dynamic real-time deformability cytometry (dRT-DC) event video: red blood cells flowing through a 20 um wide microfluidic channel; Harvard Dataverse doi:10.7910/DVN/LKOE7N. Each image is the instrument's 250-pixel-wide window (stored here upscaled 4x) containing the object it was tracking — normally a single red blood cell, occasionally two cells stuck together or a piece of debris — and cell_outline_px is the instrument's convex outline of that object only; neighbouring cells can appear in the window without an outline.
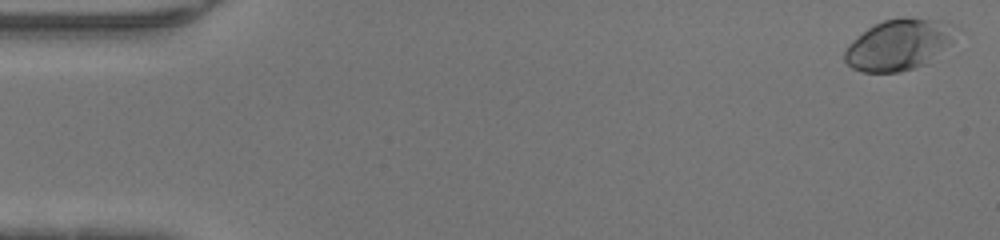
{"species": "human", "species_latin": "Homo sapiens", "temperature_condition": "warm", "stored_images_in_passage": 48, "camera_frame_rate_fps": 3000, "um_per_image_px": 0.085, "donor": {"sex": "male"}, "frame": {"image": 1, "passage_image": 2, "time_ms": 0.333, "image_size_px": [1000, 240], "cell_outline_px": [[952, 40], [928, 64], [900, 72], [860, 72], [852, 68], [844, 60], [844, 52], [848, 44], [852, 40], [868, 28], [884, 20], [904, 16], [908, 16], [944, 20]], "centroid_in_image_um": [76.3, 3.81], "position_along_channel_um": 8.7, "area_um2": 32.54}}
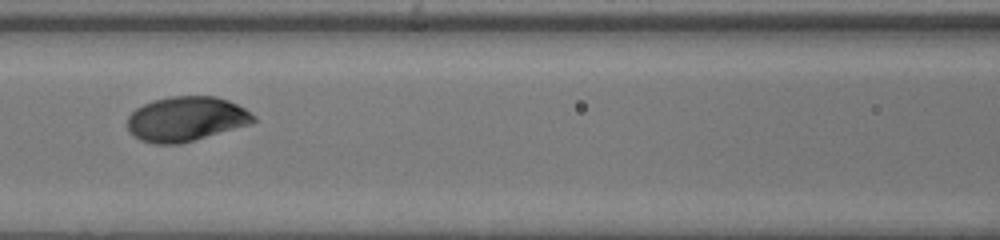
{"frame": {"image": 2, "passage_image": 22, "time_ms": 7.0, "image_size_px": [1000, 240], "cell_outline_px": [[256, 120], [252, 124], [180, 144], [152, 144], [140, 140], [128, 132], [128, 116], [136, 108], [152, 100], [172, 96], [216, 96], [228, 100], [244, 108], [256, 116]], "centroid_in_image_um": [15.82, 10.12], "position_along_channel_um": 150.8, "area_um2": 33.06}}
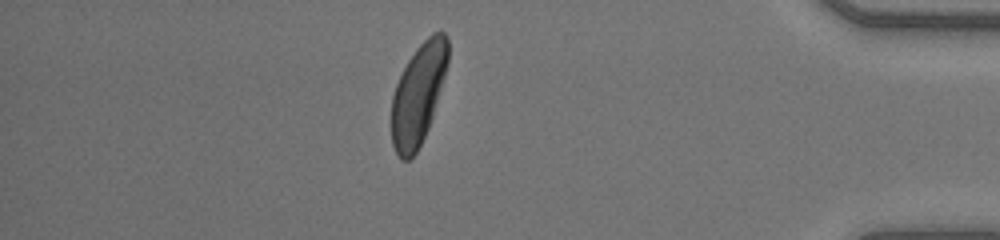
{"frame": {"image": 3, "passage_image": 42, "time_ms": 13.667, "image_size_px": [1000, 240], "cell_outline_px": [[448, 64], [432, 116], [428, 128], [416, 152], [408, 160], [400, 160], [392, 144], [392, 96], [396, 84], [408, 60], [416, 48], [432, 32], [444, 32], [448, 36]], "centroid_in_image_um": [35.55, 7.98], "position_along_channel_um": 399.6, "area_um2": 32.77}}